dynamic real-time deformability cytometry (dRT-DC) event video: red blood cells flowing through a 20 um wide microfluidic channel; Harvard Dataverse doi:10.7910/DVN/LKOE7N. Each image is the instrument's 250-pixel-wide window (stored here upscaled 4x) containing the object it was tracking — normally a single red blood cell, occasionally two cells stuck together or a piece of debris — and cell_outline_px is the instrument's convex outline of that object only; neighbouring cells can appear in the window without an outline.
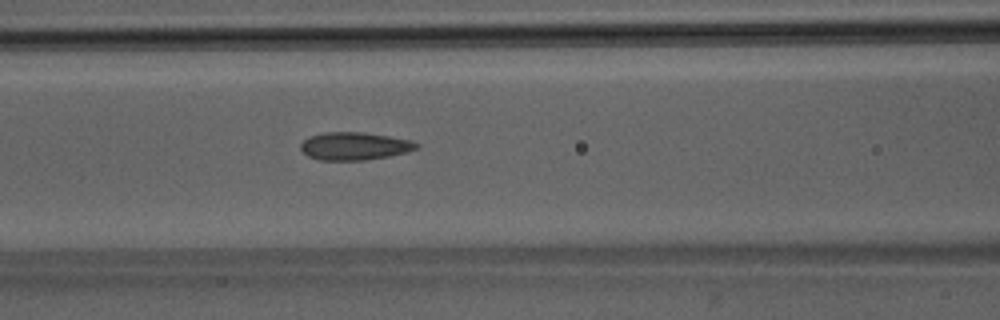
{"species": "Egyptian fruit bat (a non-hibernating species)", "species_latin": "Rousettus aegyptiacus", "temperature_condition": "room temperature", "stored_images_in_passage": 41, "camera_frame_rate_fps": 3000, "um_per_image_px": 0.085, "animal": {"sex": "male"}, "frame": {"image": 1, "passage_image": 12, "time_ms": 3.667, "image_size_px": [1000, 320], "cell_outline_px": [[420, 144], [416, 148], [408, 152], [388, 156], [364, 160], [320, 160], [308, 156], [300, 148], [300, 144], [308, 136], [324, 132], [364, 132], [388, 136], [408, 140]], "centroid_in_image_um": [30.09, 12.41], "position_along_channel_um": 136.5, "area_um2": 18.67}}
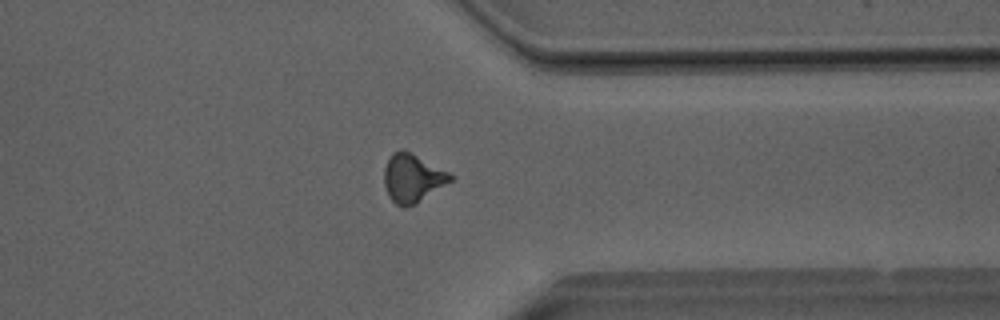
{"frame": {"image": 2, "passage_image": 30, "time_ms": 9.667, "image_size_px": [1000, 320], "cell_outline_px": [[456, 176], [452, 180], [416, 204], [404, 208], [396, 204], [388, 196], [384, 184], [384, 168], [392, 152], [400, 148], [404, 148]], "centroid_in_image_um": [35.05, 15.12], "position_along_channel_um": 376.3, "area_um2": 18.84}}
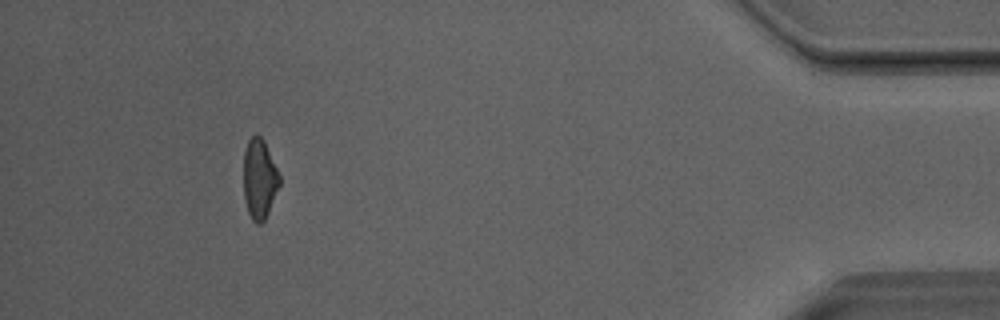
{"frame": {"image": 3, "passage_image": 37, "time_ms": 12.0, "image_size_px": [1000, 320], "cell_outline_px": [[280, 184], [268, 212], [264, 220], [260, 224], [256, 224], [252, 220], [248, 212], [244, 196], [244, 152], [248, 140], [252, 136], [260, 136], [264, 140], [280, 176]], "centroid_in_image_um": [22.05, 15.22], "position_along_channel_um": 413.2, "area_um2": 16.53}, "authors_computed_cell_mechanics": {"area_um2": 17.9758, "velocity_mm_per_s": 4.0663, "shape_relaxation_time_tau1_ms": null, "shape_relaxation_time_tau2_ms": 1.4017, "deformation_change_tau1": null, "deformation_change_tau2": 0.0877}}